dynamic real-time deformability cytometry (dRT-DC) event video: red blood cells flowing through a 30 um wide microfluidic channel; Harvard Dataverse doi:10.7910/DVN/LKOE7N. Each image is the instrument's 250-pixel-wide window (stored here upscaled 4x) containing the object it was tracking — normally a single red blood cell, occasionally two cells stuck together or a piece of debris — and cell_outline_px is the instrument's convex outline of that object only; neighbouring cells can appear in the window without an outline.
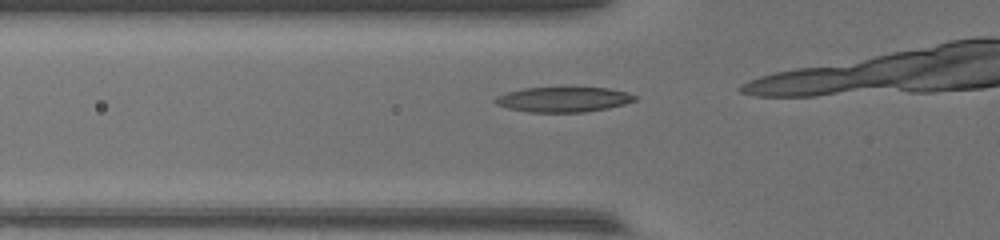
{"species": "common noctule bat (a hibernating species)", "species_latin": "Nyctalus noctula", "temperature_condition": "warm", "stored_images_in_passage": 11, "camera_frame_rate_fps": 3000, "um_per_image_px": 0.085, "animal": {"sex": "female", "body_mass_g": 17.0, "forearm_length_mm": 48.0}, "frame": {"image": 1, "passage_image": 7, "time_ms": 2.0, "image_size_px": [1000, 240], "cell_outline_px": [[636, 100], [624, 104], [608, 108], [584, 112], [528, 112], [508, 108], [496, 104], [492, 100], [496, 96], [508, 92], [524, 88], [608, 88], [628, 92], [636, 96]], "centroid_in_image_um": [47.88, 8.46], "position_along_channel_um": 77.9, "area_um2": 20.29}}
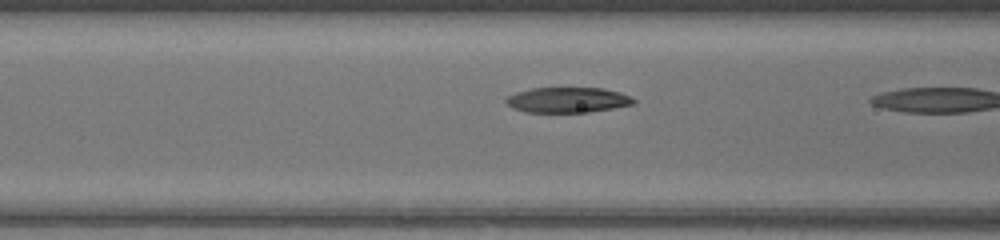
{"frame": {"image": 2, "passage_image": 10, "time_ms": 3.0, "image_size_px": [1000, 240], "cell_outline_px": [[636, 100], [632, 104], [612, 108], [588, 112], [524, 112], [512, 108], [504, 100], [508, 96], [516, 92], [532, 88], [604, 88], [620, 92], [632, 96]], "centroid_in_image_um": [48.24, 8.49], "position_along_channel_um": 118.4, "area_um2": 18.84}}